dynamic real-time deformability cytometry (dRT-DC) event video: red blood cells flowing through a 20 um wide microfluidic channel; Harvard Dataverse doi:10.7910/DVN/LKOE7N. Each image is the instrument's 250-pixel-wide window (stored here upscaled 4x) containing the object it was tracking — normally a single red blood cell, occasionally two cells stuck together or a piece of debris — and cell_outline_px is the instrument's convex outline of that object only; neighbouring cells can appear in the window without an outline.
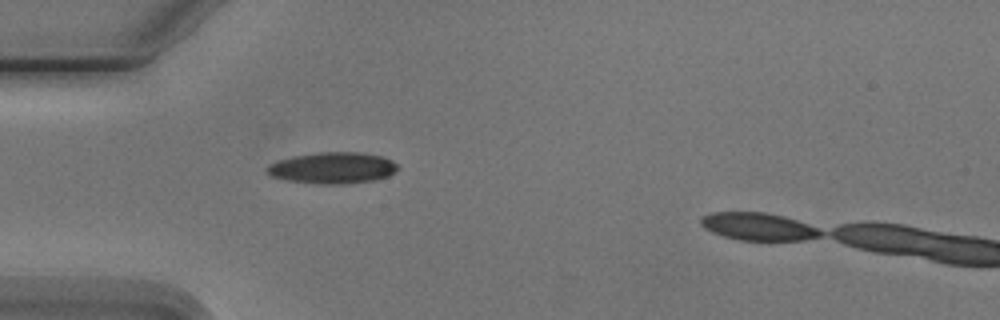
{"species": "Egyptian fruit bat (a non-hibernating species)", "species_latin": "Rousettus aegyptiacus", "temperature_condition": "cold", "stored_images_in_passage": 2, "segment_of_instrument_passage": [1, 2], "camera_frame_rate_fps": 3000, "um_per_image_px": 0.085, "animal": {"sex": "male"}, "frame": {"image": 1, "passage_image": 1, "time_ms": 0.0, "image_size_px": [1000, 320], "cell_outline_px": [[400, 168], [396, 172], [388, 176], [376, 180], [344, 184], [316, 184], [288, 180], [272, 176], [268, 172], [268, 164], [292, 156], [320, 152], [360, 152], [380, 156], [392, 160]], "centroid_in_image_um": [28.32, 14.27], "position_along_channel_um": 56.7, "area_um2": 23.87}}